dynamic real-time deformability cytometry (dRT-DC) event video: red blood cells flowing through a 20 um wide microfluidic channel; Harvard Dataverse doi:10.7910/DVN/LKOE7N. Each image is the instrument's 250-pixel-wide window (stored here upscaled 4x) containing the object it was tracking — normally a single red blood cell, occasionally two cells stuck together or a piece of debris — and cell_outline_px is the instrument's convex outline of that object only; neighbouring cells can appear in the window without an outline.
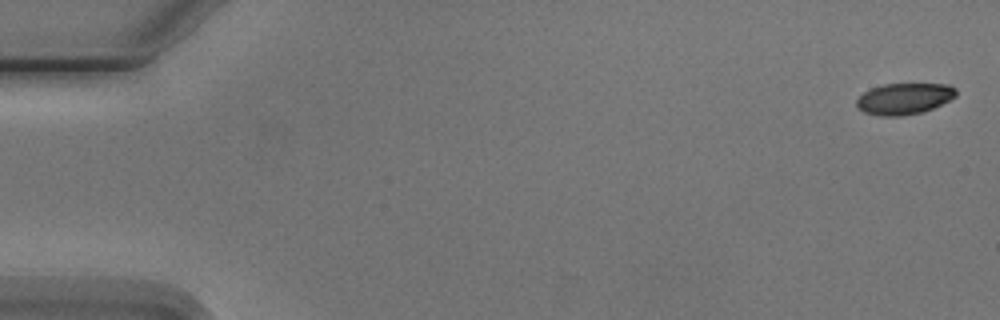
{"species": "Egyptian fruit bat (a non-hibernating species)", "species_latin": "Rousettus aegyptiacus", "temperature_condition": "cold", "stored_images_in_passage": 6, "camera_frame_rate_fps": 3000, "um_per_image_px": 0.085, "animal": {"sex": "male"}, "frame": {"image": 1, "passage_image": 1, "time_ms": 0.0, "image_size_px": [1000, 320], "cell_outline_px": [[956, 96], [924, 112], [900, 116], [880, 116], [864, 112], [856, 108], [856, 100], [864, 92], [872, 88], [884, 84], [948, 84], [956, 88]], "centroid_in_image_um": [76.83, 8.39], "position_along_channel_um": 8.2, "area_um2": 18.09}}
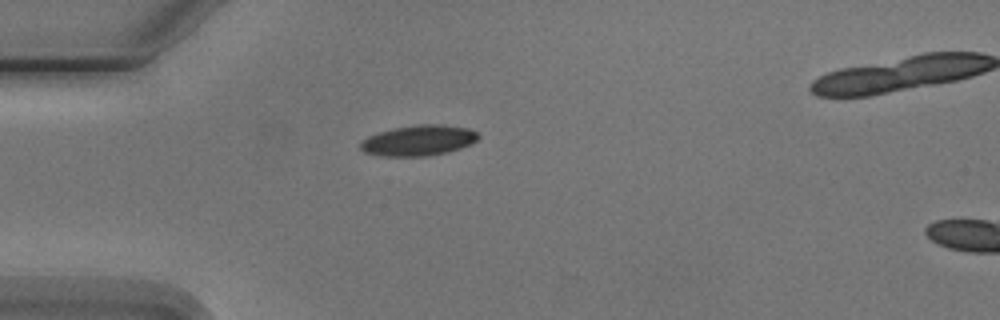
{"frame": {"image": 2, "passage_image": 5, "time_ms": 4.667, "image_size_px": [1000, 320], "cell_outline_px": [[480, 136], [472, 144], [448, 152], [428, 156], [380, 156], [364, 152], [360, 148], [360, 144], [368, 136], [392, 128], [420, 124], [440, 124], [468, 128], [476, 132]], "centroid_in_image_um": [35.59, 11.94], "position_along_channel_um": 49.4, "area_um2": 20.98}}